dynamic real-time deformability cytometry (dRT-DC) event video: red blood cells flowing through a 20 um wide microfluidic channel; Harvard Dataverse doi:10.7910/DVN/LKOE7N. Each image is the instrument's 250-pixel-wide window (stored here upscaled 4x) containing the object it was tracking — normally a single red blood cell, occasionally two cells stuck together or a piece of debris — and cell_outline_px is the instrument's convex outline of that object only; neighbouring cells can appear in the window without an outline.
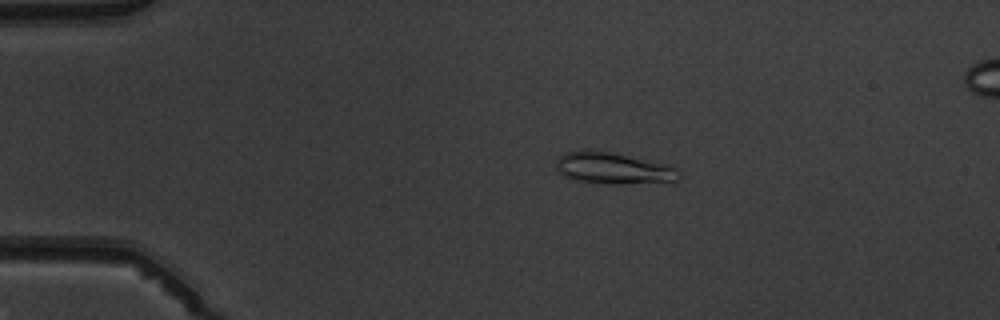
{"species": "common noctule bat (a hibernating species)", "species_latin": "Nyctalus noctula", "temperature_condition": "warm", "stored_images_in_passage": 6, "camera_frame_rate_fps": 3000, "um_per_image_px": 0.085, "animal": {"sex": "male", "body_mass_g": 19.5, "forearm_length_mm": 54.6}, "frame": {"image": 1, "passage_image": 2, "time_ms": 2.333, "image_size_px": [1000, 320], "cell_outline_px": [[680, 176], [676, 184], [588, 184], [572, 180], [564, 176], [556, 168], [556, 160], [564, 152], [588, 148], [592, 148], [612, 152], [664, 164], [680, 168]], "centroid_in_image_um": [52.17, 14.33], "position_along_channel_um": 32.8, "area_um2": 23.93}}
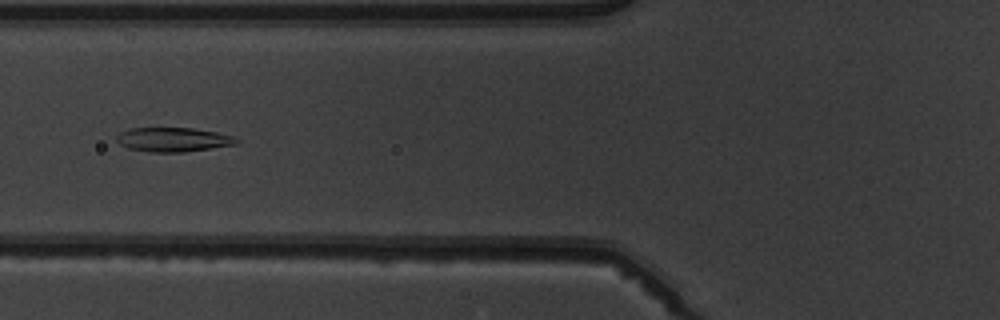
{"frame": {"image": 2, "passage_image": 5, "time_ms": 5.667, "image_size_px": [1000, 320], "cell_outline_px": [[240, 140], [236, 144], [184, 152], [148, 152], [128, 148], [120, 144], [116, 140], [116, 136], [120, 132], [128, 128], [192, 128], [216, 132], [236, 136]], "centroid_in_image_um": [14.71, 11.86], "position_along_channel_um": 111.1, "area_um2": 16.99}}
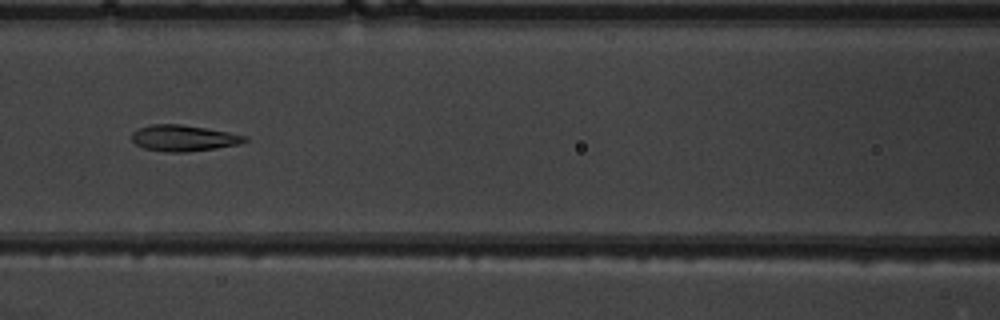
{"frame": {"image": 3, "passage_image": 6, "time_ms": 6.667, "image_size_px": [1000, 320], "cell_outline_px": [[248, 140], [240, 144], [216, 148], [184, 152], [168, 152], [144, 148], [136, 144], [132, 140], [132, 132], [140, 128], [152, 124], [180, 124], [228, 132], [248, 136]], "centroid_in_image_um": [15.62, 11.74], "position_along_channel_um": 151.0, "area_um2": 17.05}}